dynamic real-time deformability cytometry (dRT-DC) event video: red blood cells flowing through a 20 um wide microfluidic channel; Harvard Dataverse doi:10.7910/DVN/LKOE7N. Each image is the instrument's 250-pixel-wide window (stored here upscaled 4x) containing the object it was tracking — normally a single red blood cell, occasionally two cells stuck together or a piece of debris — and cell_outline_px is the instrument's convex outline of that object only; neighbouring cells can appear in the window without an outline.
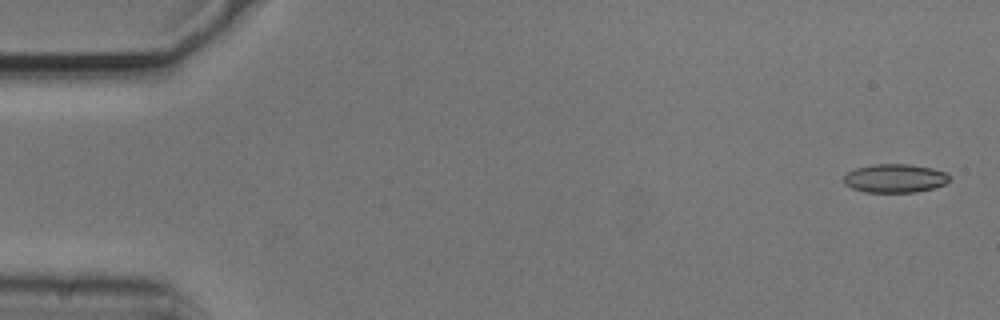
{"species": "common noctule bat (a hibernating species)", "species_latin": "Nyctalus noctula", "temperature_condition": "cold", "stored_images_in_passage": 4, "camera_frame_rate_fps": 3000, "um_per_image_px": 0.085, "animal": {"sex": "male", "body_mass_g": 20.5, "forearm_length_mm": 52.5}, "frame": {"image": 1, "passage_image": 2, "time_ms": 0.333, "image_size_px": [1000, 320], "cell_outline_px": [[948, 180], [944, 184], [932, 188], [916, 192], [864, 192], [852, 188], [844, 184], [844, 176], [848, 172], [856, 168], [872, 164], [908, 164], [932, 168], [948, 172]], "centroid_in_image_um": [76.05, 15.15], "position_along_channel_um": 9.0, "area_um2": 17.57}}